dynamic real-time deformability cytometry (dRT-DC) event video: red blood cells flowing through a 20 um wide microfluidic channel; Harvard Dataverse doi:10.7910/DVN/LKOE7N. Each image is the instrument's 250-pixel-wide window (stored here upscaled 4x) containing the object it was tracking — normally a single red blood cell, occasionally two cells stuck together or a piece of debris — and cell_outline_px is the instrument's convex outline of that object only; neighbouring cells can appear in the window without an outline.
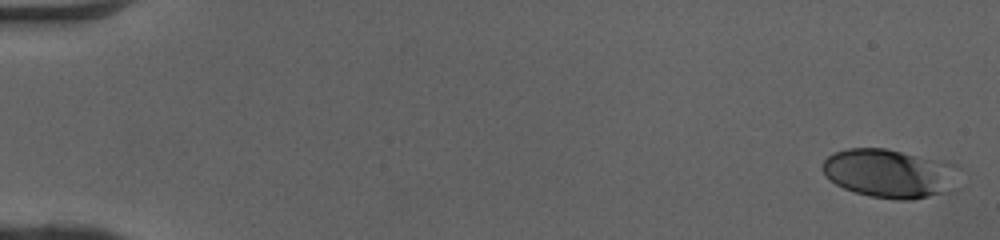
{"species": "human", "species_latin": "Homo sapiens", "temperature_condition": "cold", "stored_images_in_passage": 50, "camera_frame_rate_fps": 3000, "um_per_image_px": 0.085, "donor": {"sex": "female"}, "frame": {"image": 1, "passage_image": 1, "time_ms": 0.0, "image_size_px": [1000, 240], "cell_outline_px": [[968, 184], [964, 188], [956, 192], [912, 200], [896, 200], [872, 196], [856, 192], [844, 188], [836, 184], [824, 172], [824, 160], [828, 156], [836, 152], [848, 148], [884, 148], [944, 160], [956, 164], [960, 168]], "centroid_in_image_um": [75.93, 14.77], "position_along_channel_um": 9.1, "area_um2": 40.46}}
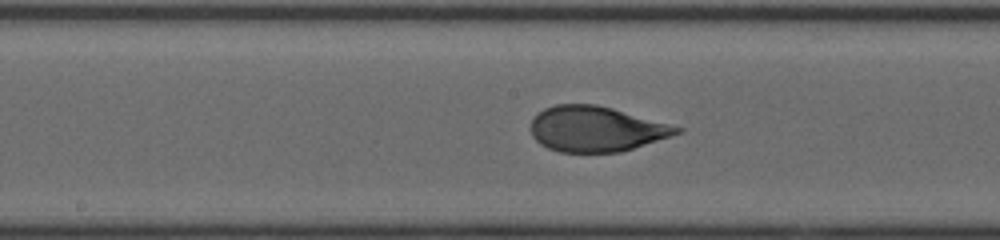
{"frame": {"image": 2, "passage_image": 27, "time_ms": 8.667, "image_size_px": [1000, 240], "cell_outline_px": [[684, 132], [672, 136], [620, 152], [560, 152], [548, 148], [540, 144], [532, 136], [532, 116], [536, 112], [544, 108], [556, 104], [596, 104], [612, 108], [684, 128]], "centroid_in_image_um": [50.66, 10.95], "position_along_channel_um": 197.5, "area_um2": 38.61}}
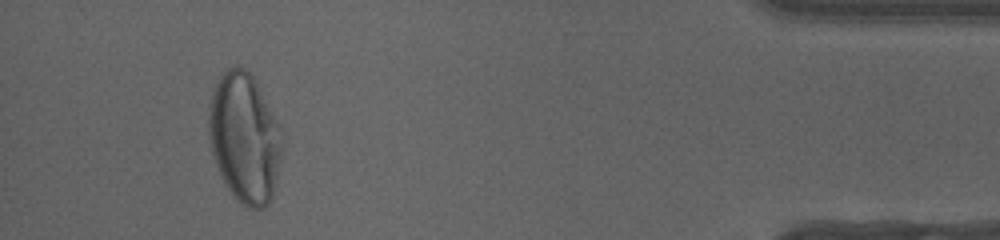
{"frame": {"image": 3, "passage_image": 47, "time_ms": 15.333, "image_size_px": [1000, 240], "cell_outline_px": [[280, 156], [272, 196], [268, 204], [264, 208], [248, 208], [240, 204], [232, 196], [224, 184], [212, 156], [208, 140], [208, 104], [216, 80], [228, 68], [244, 68], [252, 76], [276, 120], [280, 144]], "centroid_in_image_um": [20.7, 11.76], "position_along_channel_um": 414.5, "area_um2": 54.85}, "authors_computed_cell_mechanics": {"area_um2": 39.0728, "velocity_mm_per_s": 4.098, "shape_relaxation_time_tau1_ms": 3.928, "shape_relaxation_time_tau2_ms": null, "deformation_change_tau1": 0.1864, "deformation_change_tau2": null}}